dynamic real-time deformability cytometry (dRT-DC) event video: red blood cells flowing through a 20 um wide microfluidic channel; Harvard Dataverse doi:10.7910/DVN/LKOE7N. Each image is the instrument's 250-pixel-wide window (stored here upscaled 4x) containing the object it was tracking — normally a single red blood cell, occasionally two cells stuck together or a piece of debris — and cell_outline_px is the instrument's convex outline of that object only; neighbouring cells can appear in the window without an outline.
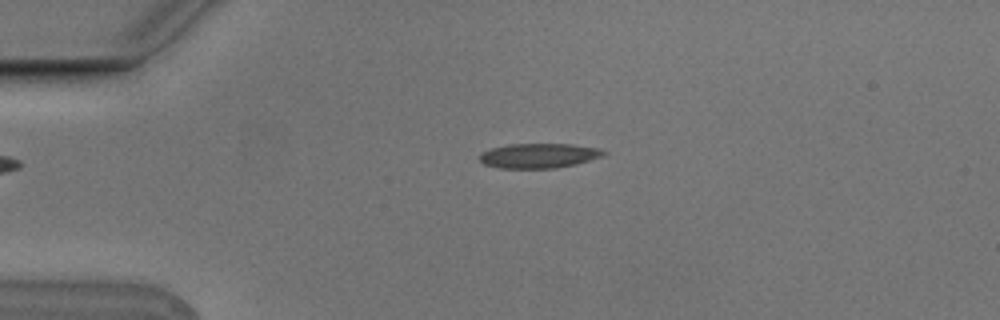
{"species": "Egyptian fruit bat (a non-hibernating species)", "species_latin": "Rousettus aegyptiacus", "temperature_condition": "cold", "stored_images_in_passage": 2, "camera_frame_rate_fps": 3000, "um_per_image_px": 0.085, "animal": {"sex": "male"}, "frame": {"image": 1, "passage_image": 1, "time_ms": 0.0, "image_size_px": [1000, 320], "cell_outline_px": [[608, 152], [604, 156], [576, 164], [556, 168], [500, 168], [484, 164], [480, 160], [480, 152], [492, 148], [508, 144], [572, 144], [600, 148]], "centroid_in_image_um": [45.83, 13.23], "position_along_channel_um": 39.2, "area_um2": 17.98}}